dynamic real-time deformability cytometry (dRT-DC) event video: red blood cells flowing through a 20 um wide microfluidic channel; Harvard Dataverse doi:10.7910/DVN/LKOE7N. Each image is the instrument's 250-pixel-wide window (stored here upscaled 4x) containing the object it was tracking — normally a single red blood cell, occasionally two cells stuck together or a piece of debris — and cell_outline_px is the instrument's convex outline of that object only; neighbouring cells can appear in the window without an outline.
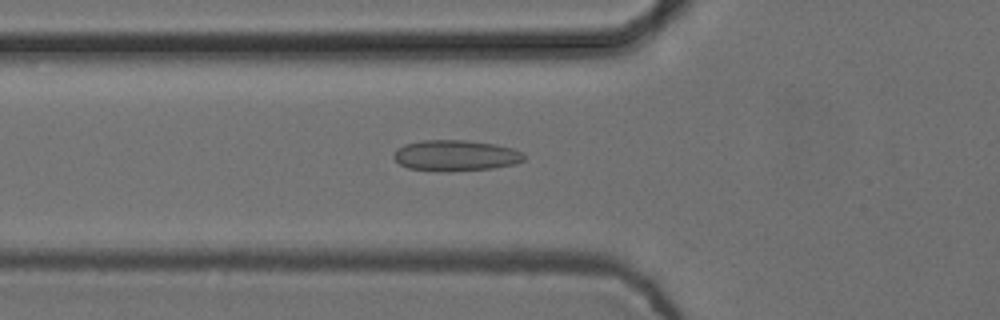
{"species": "common noctule bat (a hibernating species)", "species_latin": "Nyctalus noctula", "temperature_condition": "cold", "stored_images_in_passage": 39, "camera_frame_rate_fps": 3000, "um_per_image_px": 0.085, "animal": {"sex": "female", "body_mass_g": 24.6, "forearm_length_mm": 56.2}, "frame": {"image": 1, "passage_image": 11, "time_ms": 3.333, "image_size_px": [1000, 320], "cell_outline_px": [[524, 160], [516, 164], [492, 168], [448, 172], [440, 172], [408, 168], [400, 164], [392, 156], [396, 148], [404, 144], [424, 140], [468, 140], [496, 144], [512, 148], [524, 152]], "centroid_in_image_um": [38.73, 13.22], "position_along_channel_um": 87.1, "area_um2": 23.81}}
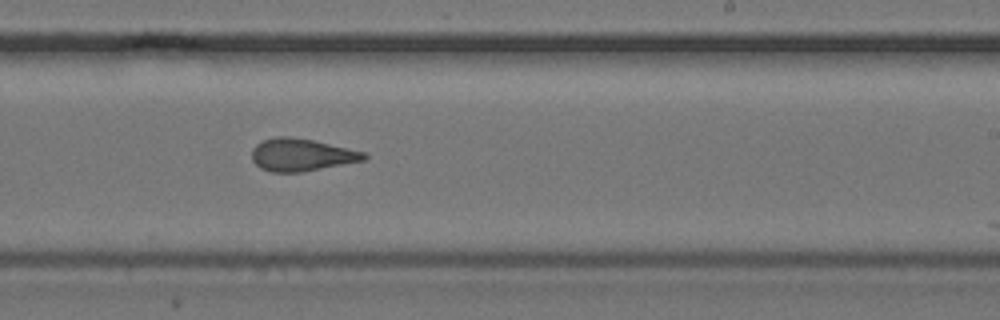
{"frame": {"image": 2, "passage_image": 25, "time_ms": 8.0, "image_size_px": [1000, 320], "cell_outline_px": [[368, 156], [364, 160], [304, 172], [272, 172], [260, 168], [252, 160], [252, 148], [256, 144], [264, 140], [276, 136], [288, 136], [312, 140], [364, 152]], "centroid_in_image_um": [25.59, 13.17], "position_along_channel_um": 263.4, "area_um2": 21.1}}
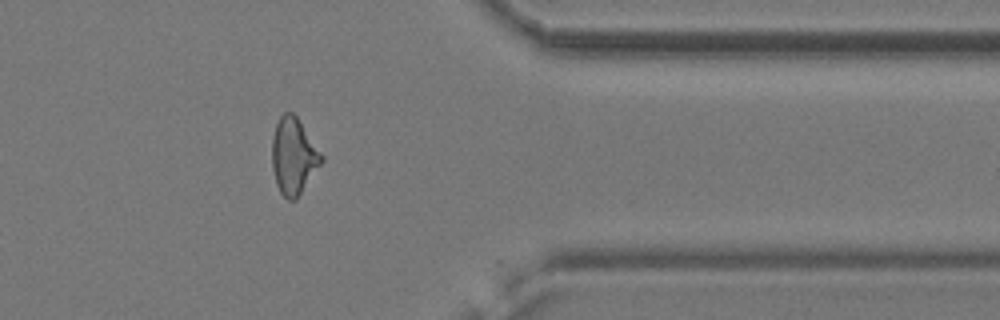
{"frame": {"image": 3, "passage_image": 36, "time_ms": 11.667, "image_size_px": [1000, 320], "cell_outline_px": [[324, 160], [296, 200], [288, 200], [280, 192], [276, 184], [272, 168], [272, 140], [276, 124], [280, 116], [284, 112], [292, 112], [296, 116], [324, 156]], "centroid_in_image_um": [24.95, 13.29], "position_along_channel_um": 386.4, "area_um2": 21.96}, "authors_computed_cell_mechanics": {"area_um2": 21.5594, "velocity_mm_per_s": 3.7657, "shape_relaxation_time_tau1_ms": null, "shape_relaxation_time_tau2_ms": 2.0317, "deformation_change_tau1": null, "deformation_change_tau2": 0.1112}}